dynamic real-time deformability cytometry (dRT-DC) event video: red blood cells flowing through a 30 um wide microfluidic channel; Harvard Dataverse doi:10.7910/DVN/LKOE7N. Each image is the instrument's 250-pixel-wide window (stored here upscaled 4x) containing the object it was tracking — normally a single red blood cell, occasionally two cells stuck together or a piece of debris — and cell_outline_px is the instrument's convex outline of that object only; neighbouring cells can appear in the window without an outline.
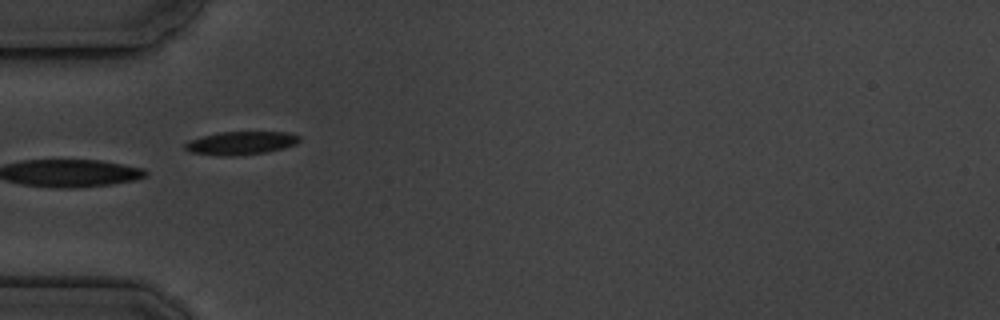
{"species": "common noctule bat (a hibernating species)", "species_latin": "Nyctalus noctula", "temperature_condition": "cold", "stored_images_in_passage": 7, "camera_frame_rate_fps": 3000, "um_per_image_px": 0.085, "animal": {"sex": "male", "body_mass_g": 19.5, "forearm_length_mm": 54.6}, "frame": {"image": 1, "passage_image": 6, "time_ms": 5.667, "image_size_px": [1000, 320], "cell_outline_px": [[300, 140], [296, 144], [284, 148], [264, 152], [232, 156], [220, 156], [192, 152], [184, 148], [184, 144], [188, 140], [200, 136], [216, 132], [288, 132], [300, 136]], "centroid_in_image_um": [20.45, 12.15], "position_along_channel_um": 64.6, "area_um2": 15.55}}